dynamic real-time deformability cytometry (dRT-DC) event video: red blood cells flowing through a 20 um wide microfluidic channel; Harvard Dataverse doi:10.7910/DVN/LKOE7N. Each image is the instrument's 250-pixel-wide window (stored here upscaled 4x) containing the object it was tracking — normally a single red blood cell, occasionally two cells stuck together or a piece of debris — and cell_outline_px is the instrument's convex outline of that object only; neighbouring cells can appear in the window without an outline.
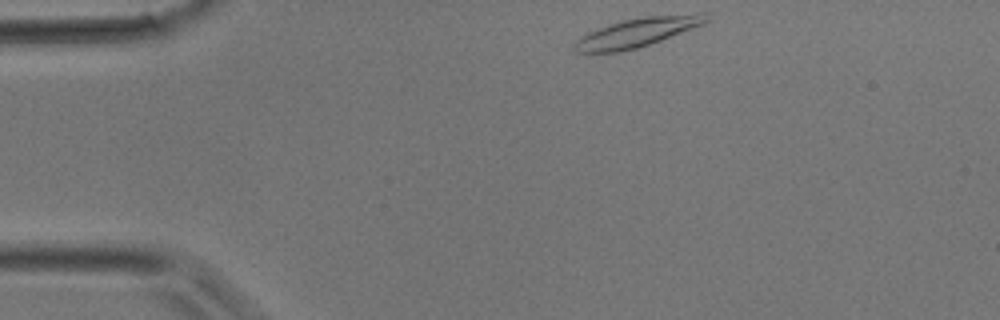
{"species": "common noctule bat (a hibernating species)", "species_latin": "Nyctalus noctula", "temperature_condition": "room temperature", "stored_images_in_passage": 32, "camera_frame_rate_fps": 3000, "um_per_image_px": 0.085, "animal": {"sex": "male", "body_mass_g": 17.9}, "frame": {"image": 1, "passage_image": 1, "time_ms": 0.0, "image_size_px": [1000, 320], "cell_outline_px": [[708, 20], [704, 24], [660, 40], [636, 48], [620, 52], [576, 52], [572, 48], [572, 44], [576, 40], [600, 28], [624, 20], [648, 16], [700, 12], [708, 12]], "centroid_in_image_um": [54.23, 2.74], "position_along_channel_um": 30.8, "area_um2": 21.85}}
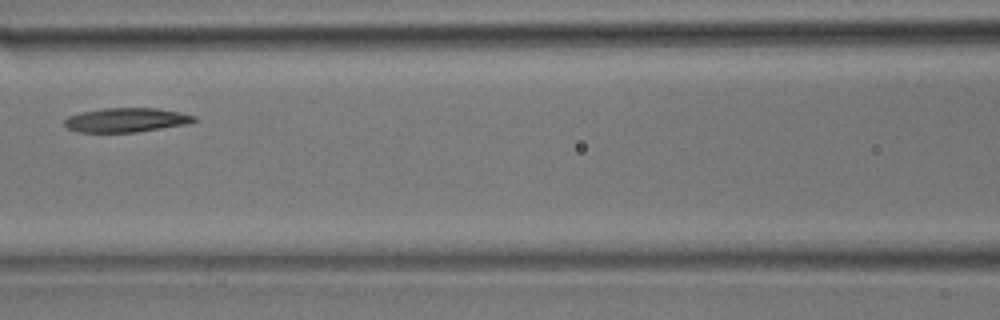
{"frame": {"image": 2, "passage_image": 11, "time_ms": 3.333, "image_size_px": [1000, 320], "cell_outline_px": [[196, 120], [188, 124], [136, 132], [80, 132], [68, 128], [64, 124], [64, 120], [68, 116], [80, 112], [104, 108], [156, 108], [180, 112], [196, 116]], "centroid_in_image_um": [10.73, 10.19], "position_along_channel_um": 155.9, "area_um2": 18.26}}
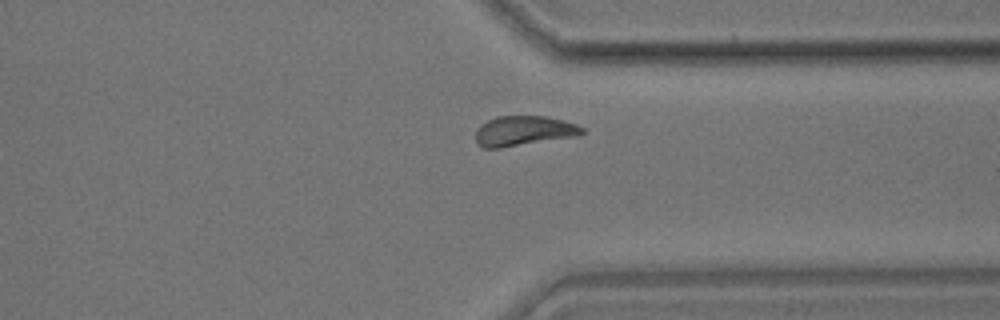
{"frame": {"image": 3, "passage_image": 23, "time_ms": 7.333, "image_size_px": [1000, 320], "cell_outline_px": [[584, 132], [580, 136], [500, 148], [484, 148], [476, 144], [476, 132], [480, 124], [496, 116], [544, 116], [564, 120], [576, 124], [584, 128]], "centroid_in_image_um": [44.53, 11.13], "position_along_channel_um": 366.9, "area_um2": 18.79}}